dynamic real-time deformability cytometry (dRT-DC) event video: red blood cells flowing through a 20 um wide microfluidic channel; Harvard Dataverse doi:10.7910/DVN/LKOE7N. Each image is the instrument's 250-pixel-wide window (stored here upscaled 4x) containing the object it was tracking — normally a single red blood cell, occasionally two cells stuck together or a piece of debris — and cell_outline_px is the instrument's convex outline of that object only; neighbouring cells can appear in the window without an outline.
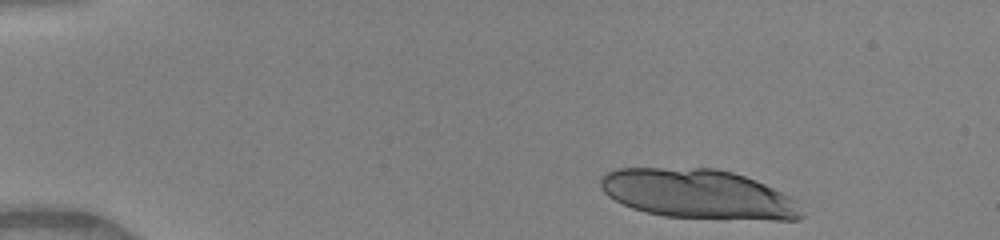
{"species": "human", "species_latin": "Homo sapiens", "temperature_condition": "warm", "stored_images_in_passage": 11, "camera_frame_rate_fps": 3000, "um_per_image_px": 0.085, "donor": {"sex": "female"}, "frame": {"image": 1, "passage_image": 1, "time_ms": 0.0, "image_size_px": [1000, 240], "cell_outline_px": [[804, 216], [800, 220], [772, 220], [664, 216], [644, 212], [632, 208], [608, 196], [600, 188], [600, 180], [608, 172], [616, 168], [716, 168], [732, 172], [756, 180], [788, 196], [792, 200]], "centroid_in_image_um": [59.31, 16.49], "position_along_channel_um": 25.7, "area_um2": 57.4}}